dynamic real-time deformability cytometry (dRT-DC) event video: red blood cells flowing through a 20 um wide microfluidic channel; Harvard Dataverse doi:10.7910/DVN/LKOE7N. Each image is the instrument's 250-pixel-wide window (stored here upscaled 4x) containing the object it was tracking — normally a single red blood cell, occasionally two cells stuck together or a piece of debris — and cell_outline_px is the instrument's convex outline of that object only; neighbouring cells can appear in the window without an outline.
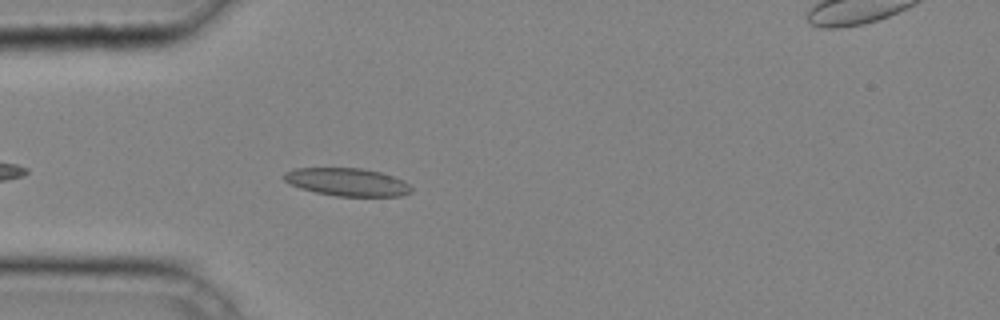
{"species": "common noctule bat (a hibernating species)", "species_latin": "Nyctalus noctula", "temperature_condition": "cold", "stored_images_in_passage": 8, "camera_frame_rate_fps": 3000, "um_per_image_px": 0.085, "animal": {"sex": "male", "body_mass_g": 20.4}, "frame": {"image": 1, "passage_image": 4, "time_ms": 1.0, "image_size_px": [1000, 320], "cell_outline_px": [[412, 192], [400, 196], [336, 196], [316, 192], [300, 188], [288, 184], [280, 176], [284, 172], [292, 168], [360, 168], [380, 172], [404, 180], [412, 188]], "centroid_in_image_um": [29.46, 15.47], "position_along_channel_um": 55.5, "area_um2": 20.87}}